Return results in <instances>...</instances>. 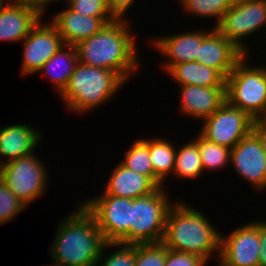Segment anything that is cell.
<instances>
[{"label":"cell","mask_w":266,"mask_h":266,"mask_svg":"<svg viewBox=\"0 0 266 266\" xmlns=\"http://www.w3.org/2000/svg\"><path fill=\"white\" fill-rule=\"evenodd\" d=\"M146 138L134 140L120 162L132 171L148 177L157 187H164V184L154 174L149 155V138Z\"/></svg>","instance_id":"25"},{"label":"cell","mask_w":266,"mask_h":266,"mask_svg":"<svg viewBox=\"0 0 266 266\" xmlns=\"http://www.w3.org/2000/svg\"><path fill=\"white\" fill-rule=\"evenodd\" d=\"M43 132L37 127L19 122L0 126V165L34 153L42 144ZM43 138V139H42Z\"/></svg>","instance_id":"17"},{"label":"cell","mask_w":266,"mask_h":266,"mask_svg":"<svg viewBox=\"0 0 266 266\" xmlns=\"http://www.w3.org/2000/svg\"><path fill=\"white\" fill-rule=\"evenodd\" d=\"M200 123L198 132L204 138L231 149L252 130L253 119L226 101Z\"/></svg>","instance_id":"10"},{"label":"cell","mask_w":266,"mask_h":266,"mask_svg":"<svg viewBox=\"0 0 266 266\" xmlns=\"http://www.w3.org/2000/svg\"><path fill=\"white\" fill-rule=\"evenodd\" d=\"M180 88V89H179ZM180 92L179 112L184 117L202 122L226 102V87L183 85Z\"/></svg>","instance_id":"18"},{"label":"cell","mask_w":266,"mask_h":266,"mask_svg":"<svg viewBox=\"0 0 266 266\" xmlns=\"http://www.w3.org/2000/svg\"><path fill=\"white\" fill-rule=\"evenodd\" d=\"M209 262L200 255L168 249L165 266H207Z\"/></svg>","instance_id":"32"},{"label":"cell","mask_w":266,"mask_h":266,"mask_svg":"<svg viewBox=\"0 0 266 266\" xmlns=\"http://www.w3.org/2000/svg\"><path fill=\"white\" fill-rule=\"evenodd\" d=\"M178 2V0H176ZM235 0H179V6L185 16L200 17L203 20L211 18L215 28L224 14L232 7Z\"/></svg>","instance_id":"26"},{"label":"cell","mask_w":266,"mask_h":266,"mask_svg":"<svg viewBox=\"0 0 266 266\" xmlns=\"http://www.w3.org/2000/svg\"><path fill=\"white\" fill-rule=\"evenodd\" d=\"M44 14L23 0L0 2V41L20 42L29 34Z\"/></svg>","instance_id":"14"},{"label":"cell","mask_w":266,"mask_h":266,"mask_svg":"<svg viewBox=\"0 0 266 266\" xmlns=\"http://www.w3.org/2000/svg\"><path fill=\"white\" fill-rule=\"evenodd\" d=\"M230 164L235 173L254 190H266V151L251 130L230 151Z\"/></svg>","instance_id":"12"},{"label":"cell","mask_w":266,"mask_h":266,"mask_svg":"<svg viewBox=\"0 0 266 266\" xmlns=\"http://www.w3.org/2000/svg\"><path fill=\"white\" fill-rule=\"evenodd\" d=\"M26 209L27 206L0 180V226L17 218Z\"/></svg>","instance_id":"31"},{"label":"cell","mask_w":266,"mask_h":266,"mask_svg":"<svg viewBox=\"0 0 266 266\" xmlns=\"http://www.w3.org/2000/svg\"><path fill=\"white\" fill-rule=\"evenodd\" d=\"M43 161L34 152L2 165L1 181L27 207L48 190L50 175Z\"/></svg>","instance_id":"7"},{"label":"cell","mask_w":266,"mask_h":266,"mask_svg":"<svg viewBox=\"0 0 266 266\" xmlns=\"http://www.w3.org/2000/svg\"><path fill=\"white\" fill-rule=\"evenodd\" d=\"M136 1L137 0H107V5L109 11L116 19H128L126 14Z\"/></svg>","instance_id":"33"},{"label":"cell","mask_w":266,"mask_h":266,"mask_svg":"<svg viewBox=\"0 0 266 266\" xmlns=\"http://www.w3.org/2000/svg\"><path fill=\"white\" fill-rule=\"evenodd\" d=\"M1 168H2V165H0V180H1Z\"/></svg>","instance_id":"40"},{"label":"cell","mask_w":266,"mask_h":266,"mask_svg":"<svg viewBox=\"0 0 266 266\" xmlns=\"http://www.w3.org/2000/svg\"><path fill=\"white\" fill-rule=\"evenodd\" d=\"M192 29L176 34L160 35L154 39L150 38L149 42L152 44L149 45H152L156 52L159 51L160 55L166 58L161 69L165 73L173 65L196 61V55H198L202 42V28L194 30V27Z\"/></svg>","instance_id":"16"},{"label":"cell","mask_w":266,"mask_h":266,"mask_svg":"<svg viewBox=\"0 0 266 266\" xmlns=\"http://www.w3.org/2000/svg\"><path fill=\"white\" fill-rule=\"evenodd\" d=\"M117 247V248H116ZM114 249L112 253L108 249ZM106 253L108 254H105ZM107 255V256H106ZM104 259V260H103ZM136 244L109 243L104 245L96 266H135Z\"/></svg>","instance_id":"28"},{"label":"cell","mask_w":266,"mask_h":266,"mask_svg":"<svg viewBox=\"0 0 266 266\" xmlns=\"http://www.w3.org/2000/svg\"><path fill=\"white\" fill-rule=\"evenodd\" d=\"M78 60L76 45L64 44L38 71L53 84L58 96L66 88Z\"/></svg>","instance_id":"22"},{"label":"cell","mask_w":266,"mask_h":266,"mask_svg":"<svg viewBox=\"0 0 266 266\" xmlns=\"http://www.w3.org/2000/svg\"><path fill=\"white\" fill-rule=\"evenodd\" d=\"M166 75L178 86L226 87V78L218 70L196 61L173 65Z\"/></svg>","instance_id":"21"},{"label":"cell","mask_w":266,"mask_h":266,"mask_svg":"<svg viewBox=\"0 0 266 266\" xmlns=\"http://www.w3.org/2000/svg\"><path fill=\"white\" fill-rule=\"evenodd\" d=\"M245 54L226 78V101L251 119L261 117L266 108V65L250 64Z\"/></svg>","instance_id":"5"},{"label":"cell","mask_w":266,"mask_h":266,"mask_svg":"<svg viewBox=\"0 0 266 266\" xmlns=\"http://www.w3.org/2000/svg\"><path fill=\"white\" fill-rule=\"evenodd\" d=\"M204 173L197 143L192 139L176 146V160L173 175L177 180H195Z\"/></svg>","instance_id":"24"},{"label":"cell","mask_w":266,"mask_h":266,"mask_svg":"<svg viewBox=\"0 0 266 266\" xmlns=\"http://www.w3.org/2000/svg\"><path fill=\"white\" fill-rule=\"evenodd\" d=\"M265 27L266 0H235L215 28L244 54H250L245 41Z\"/></svg>","instance_id":"8"},{"label":"cell","mask_w":266,"mask_h":266,"mask_svg":"<svg viewBox=\"0 0 266 266\" xmlns=\"http://www.w3.org/2000/svg\"><path fill=\"white\" fill-rule=\"evenodd\" d=\"M67 8L61 9L49 19L67 45H77L81 40L99 32L106 23L98 17L85 16Z\"/></svg>","instance_id":"19"},{"label":"cell","mask_w":266,"mask_h":266,"mask_svg":"<svg viewBox=\"0 0 266 266\" xmlns=\"http://www.w3.org/2000/svg\"><path fill=\"white\" fill-rule=\"evenodd\" d=\"M260 245L259 266H266V220L260 219Z\"/></svg>","instance_id":"35"},{"label":"cell","mask_w":266,"mask_h":266,"mask_svg":"<svg viewBox=\"0 0 266 266\" xmlns=\"http://www.w3.org/2000/svg\"><path fill=\"white\" fill-rule=\"evenodd\" d=\"M24 2H27L29 5L34 6L38 8L44 15L45 12L47 11V7L52 4L53 2H59L62 0H23ZM67 0H63L62 2H66Z\"/></svg>","instance_id":"36"},{"label":"cell","mask_w":266,"mask_h":266,"mask_svg":"<svg viewBox=\"0 0 266 266\" xmlns=\"http://www.w3.org/2000/svg\"><path fill=\"white\" fill-rule=\"evenodd\" d=\"M158 187L149 195L131 199V223L128 230V244L162 242L166 217L173 199L165 190ZM170 196V197H169Z\"/></svg>","instance_id":"6"},{"label":"cell","mask_w":266,"mask_h":266,"mask_svg":"<svg viewBox=\"0 0 266 266\" xmlns=\"http://www.w3.org/2000/svg\"><path fill=\"white\" fill-rule=\"evenodd\" d=\"M53 262V264H48V266H69V265H65V264H60V263H58V262H56V261H54V260H52ZM42 266V265H41ZM44 266H46V265H44Z\"/></svg>","instance_id":"38"},{"label":"cell","mask_w":266,"mask_h":266,"mask_svg":"<svg viewBox=\"0 0 266 266\" xmlns=\"http://www.w3.org/2000/svg\"><path fill=\"white\" fill-rule=\"evenodd\" d=\"M167 250L162 242L136 244L135 266H165Z\"/></svg>","instance_id":"29"},{"label":"cell","mask_w":266,"mask_h":266,"mask_svg":"<svg viewBox=\"0 0 266 266\" xmlns=\"http://www.w3.org/2000/svg\"><path fill=\"white\" fill-rule=\"evenodd\" d=\"M103 190L115 197L135 199L154 192L158 187L146 176L138 174L121 162L114 167Z\"/></svg>","instance_id":"20"},{"label":"cell","mask_w":266,"mask_h":266,"mask_svg":"<svg viewBox=\"0 0 266 266\" xmlns=\"http://www.w3.org/2000/svg\"><path fill=\"white\" fill-rule=\"evenodd\" d=\"M164 137L149 138V155L153 166L155 176L165 184L166 178L173 175L176 160V145Z\"/></svg>","instance_id":"23"},{"label":"cell","mask_w":266,"mask_h":266,"mask_svg":"<svg viewBox=\"0 0 266 266\" xmlns=\"http://www.w3.org/2000/svg\"><path fill=\"white\" fill-rule=\"evenodd\" d=\"M196 134L192 139L199 147L203 171L211 173L212 170L214 172L229 167L231 149L207 140L199 132Z\"/></svg>","instance_id":"27"},{"label":"cell","mask_w":266,"mask_h":266,"mask_svg":"<svg viewBox=\"0 0 266 266\" xmlns=\"http://www.w3.org/2000/svg\"><path fill=\"white\" fill-rule=\"evenodd\" d=\"M218 260L219 264L216 266H229L220 256L216 257V261Z\"/></svg>","instance_id":"37"},{"label":"cell","mask_w":266,"mask_h":266,"mask_svg":"<svg viewBox=\"0 0 266 266\" xmlns=\"http://www.w3.org/2000/svg\"><path fill=\"white\" fill-rule=\"evenodd\" d=\"M77 209L59 219L50 259L69 266H96L107 243L92 214L78 203Z\"/></svg>","instance_id":"2"},{"label":"cell","mask_w":266,"mask_h":266,"mask_svg":"<svg viewBox=\"0 0 266 266\" xmlns=\"http://www.w3.org/2000/svg\"><path fill=\"white\" fill-rule=\"evenodd\" d=\"M252 131L257 135L264 150L266 151V119H254Z\"/></svg>","instance_id":"34"},{"label":"cell","mask_w":266,"mask_h":266,"mask_svg":"<svg viewBox=\"0 0 266 266\" xmlns=\"http://www.w3.org/2000/svg\"><path fill=\"white\" fill-rule=\"evenodd\" d=\"M178 200L168 211L162 243L169 250L193 253L205 260L218 257L222 231L202 210Z\"/></svg>","instance_id":"3"},{"label":"cell","mask_w":266,"mask_h":266,"mask_svg":"<svg viewBox=\"0 0 266 266\" xmlns=\"http://www.w3.org/2000/svg\"><path fill=\"white\" fill-rule=\"evenodd\" d=\"M257 119H266V108H265L263 114L261 115V117H259Z\"/></svg>","instance_id":"39"},{"label":"cell","mask_w":266,"mask_h":266,"mask_svg":"<svg viewBox=\"0 0 266 266\" xmlns=\"http://www.w3.org/2000/svg\"><path fill=\"white\" fill-rule=\"evenodd\" d=\"M124 84L126 82L112 70L78 62L59 98L68 112L82 115L113 100Z\"/></svg>","instance_id":"4"},{"label":"cell","mask_w":266,"mask_h":266,"mask_svg":"<svg viewBox=\"0 0 266 266\" xmlns=\"http://www.w3.org/2000/svg\"><path fill=\"white\" fill-rule=\"evenodd\" d=\"M92 195L82 205L92 214L104 239L109 243L128 244L131 223V199L106 194Z\"/></svg>","instance_id":"9"},{"label":"cell","mask_w":266,"mask_h":266,"mask_svg":"<svg viewBox=\"0 0 266 266\" xmlns=\"http://www.w3.org/2000/svg\"><path fill=\"white\" fill-rule=\"evenodd\" d=\"M42 18L21 41L23 55L21 74L35 75L40 68L62 47L64 42L55 26L49 22H42Z\"/></svg>","instance_id":"11"},{"label":"cell","mask_w":266,"mask_h":266,"mask_svg":"<svg viewBox=\"0 0 266 266\" xmlns=\"http://www.w3.org/2000/svg\"><path fill=\"white\" fill-rule=\"evenodd\" d=\"M66 3L79 14L101 18L106 24L116 20L108 9L107 0H67Z\"/></svg>","instance_id":"30"},{"label":"cell","mask_w":266,"mask_h":266,"mask_svg":"<svg viewBox=\"0 0 266 266\" xmlns=\"http://www.w3.org/2000/svg\"><path fill=\"white\" fill-rule=\"evenodd\" d=\"M202 29V42L196 62L218 70L225 78L245 55L216 28Z\"/></svg>","instance_id":"15"},{"label":"cell","mask_w":266,"mask_h":266,"mask_svg":"<svg viewBox=\"0 0 266 266\" xmlns=\"http://www.w3.org/2000/svg\"><path fill=\"white\" fill-rule=\"evenodd\" d=\"M129 19H116L77 45L78 60L116 72L125 82L141 69L137 38ZM137 44V45H136Z\"/></svg>","instance_id":"1"},{"label":"cell","mask_w":266,"mask_h":266,"mask_svg":"<svg viewBox=\"0 0 266 266\" xmlns=\"http://www.w3.org/2000/svg\"><path fill=\"white\" fill-rule=\"evenodd\" d=\"M221 234L219 256L229 266H259L260 220L246 222Z\"/></svg>","instance_id":"13"}]
</instances>
